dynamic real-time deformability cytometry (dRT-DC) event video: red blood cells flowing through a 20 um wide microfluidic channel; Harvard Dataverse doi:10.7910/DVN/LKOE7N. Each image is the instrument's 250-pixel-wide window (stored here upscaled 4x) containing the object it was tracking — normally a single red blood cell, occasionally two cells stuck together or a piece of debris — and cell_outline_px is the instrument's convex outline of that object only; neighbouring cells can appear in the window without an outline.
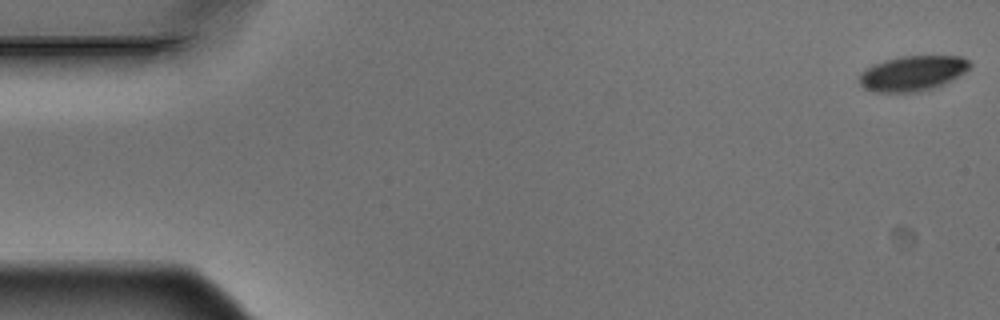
{"species": "Egyptian fruit bat (a non-hibernating species)", "species_latin": "Rousettus aegyptiacus", "temperature_condition": "warm", "stored_images_in_passage": 6, "camera_frame_rate_fps": 3000, "um_per_image_px": 0.085, "animal": {"sex": "male"}, "frame": {"image": 1, "passage_image": 1, "time_ms": 0.0, "image_size_px": [1000, 320], "cell_outline_px": [[972, 64], [964, 72], [944, 84], [932, 88], [916, 92], [872, 92], [864, 88], [860, 84], [860, 72], [864, 68], [872, 64], [884, 60], [900, 56], [960, 56], [968, 60]], "centroid_in_image_um": [77.52, 6.22], "position_along_channel_um": 7.5, "area_um2": 22.66}}
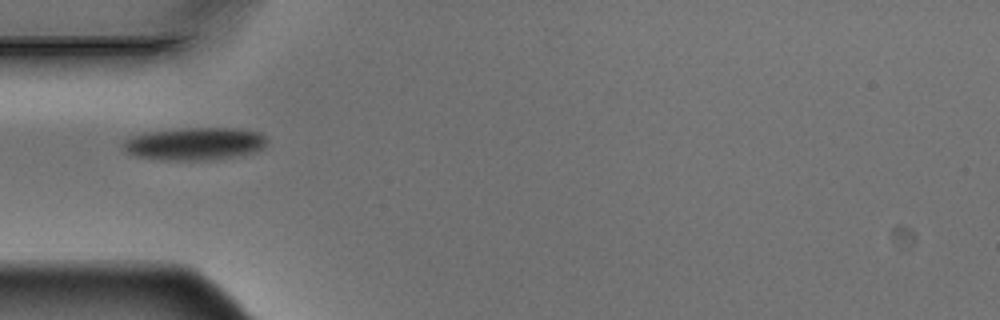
{"frame": {"image": 2, "passage_image": 5, "time_ms": 1.333, "image_size_px": [1000, 320], "cell_outline_px": [[264, 148], [240, 156], [216, 160], [168, 160], [136, 156], [128, 152], [124, 148], [124, 140], [132, 136], [144, 132], [184, 128], [236, 128], [260, 132], [264, 136]], "centroid_in_image_um": [16.56, 12.22], "position_along_channel_um": 68.4, "area_um2": 27.34}}
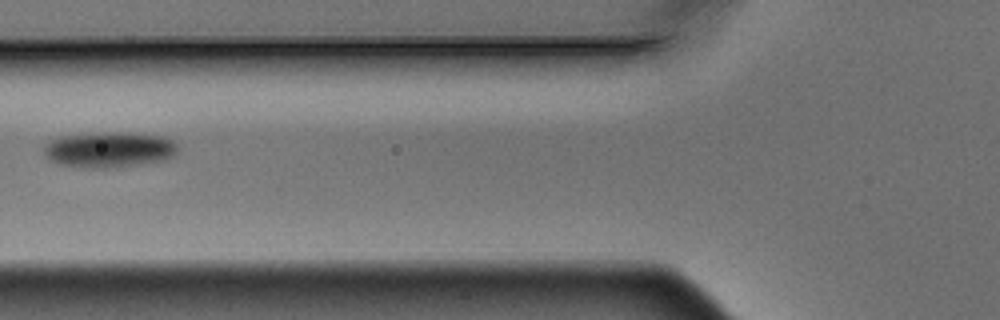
{"frame": {"image": 3, "passage_image": 6, "time_ms": 1.667, "image_size_px": [1000, 320], "cell_outline_px": [[180, 148], [176, 156], [164, 160], [116, 168], [80, 168], [60, 164], [44, 156], [44, 148], [52, 140], [60, 136], [96, 132], [140, 132], [164, 136], [172, 140]], "centroid_in_image_um": [9.35, 12.71], "position_along_channel_um": 116.4, "area_um2": 28.5}}